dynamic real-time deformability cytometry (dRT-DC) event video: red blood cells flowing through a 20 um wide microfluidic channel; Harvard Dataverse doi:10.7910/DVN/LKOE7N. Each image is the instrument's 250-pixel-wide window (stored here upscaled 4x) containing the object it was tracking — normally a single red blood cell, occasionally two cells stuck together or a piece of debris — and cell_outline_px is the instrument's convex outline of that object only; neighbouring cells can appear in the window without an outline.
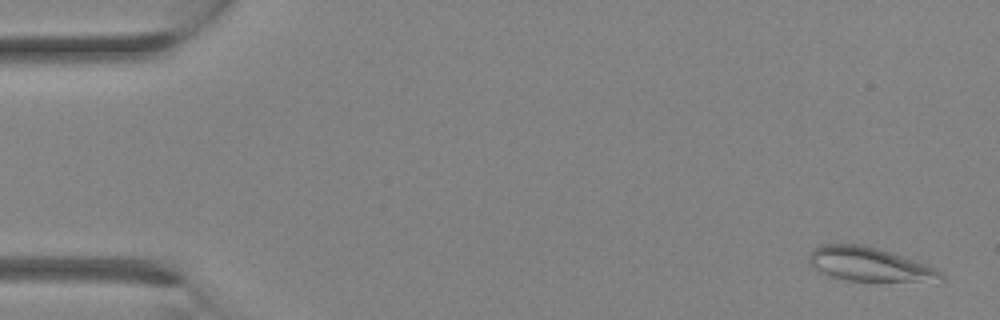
{"species": "Egyptian fruit bat (a non-hibernating species)", "species_latin": "Rousettus aegyptiacus", "temperature_condition": "room temperature", "stored_images_in_passage": 16, "camera_frame_rate_fps": 3000, "um_per_image_px": 0.085, "animal": {"sex": "female"}, "frame": {"image": 1, "passage_image": 1, "time_ms": 0.0, "image_size_px": [1000, 320], "cell_outline_px": [[944, 280], [848, 280], [832, 276], [808, 264], [808, 256], [820, 244], [860, 244], [892, 252], [936, 268], [944, 276]], "centroid_in_image_um": [73.86, 22.44], "position_along_channel_um": 11.1, "area_um2": 25.26}}
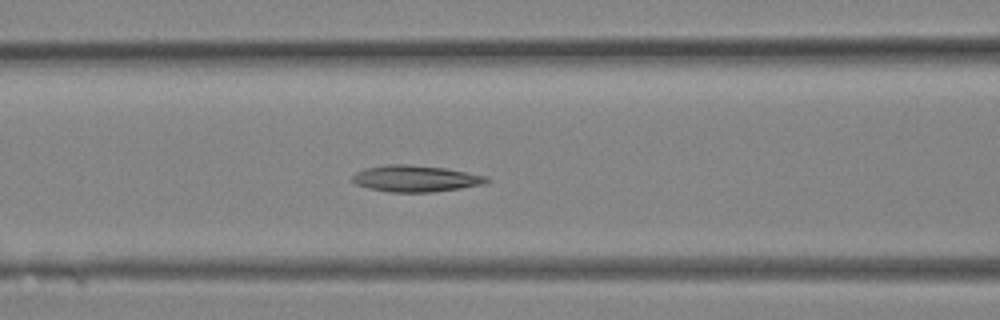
{"frame": {"image": 2, "passage_image": 12, "time_ms": 3.667, "image_size_px": [1000, 320], "cell_outline_px": [[488, 180], [484, 184], [460, 188], [432, 192], [388, 192], [368, 188], [356, 184], [352, 180], [352, 176], [356, 172], [364, 168], [388, 164], [408, 164], [444, 168], [488, 176]], "centroid_in_image_um": [35.29, 15.18], "position_along_channel_um": 131.3, "area_um2": 20.63}}
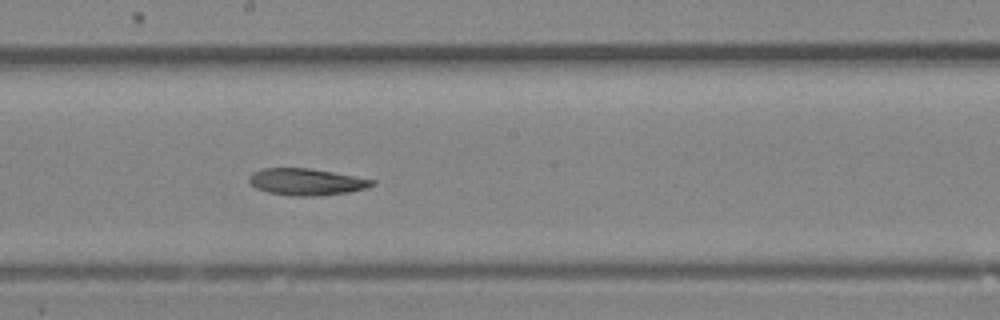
{"frame": {"image": 3, "passage_image": 16, "time_ms": 5.0, "image_size_px": [1000, 320], "cell_outline_px": [[376, 184], [364, 188], [348, 192], [316, 196], [292, 196], [268, 192], [256, 188], [248, 180], [248, 176], [252, 172], [264, 168], [312, 168], [376, 180]], "centroid_in_image_um": [26.03, 15.45], "position_along_channel_um": 222.2, "area_um2": 19.19}}